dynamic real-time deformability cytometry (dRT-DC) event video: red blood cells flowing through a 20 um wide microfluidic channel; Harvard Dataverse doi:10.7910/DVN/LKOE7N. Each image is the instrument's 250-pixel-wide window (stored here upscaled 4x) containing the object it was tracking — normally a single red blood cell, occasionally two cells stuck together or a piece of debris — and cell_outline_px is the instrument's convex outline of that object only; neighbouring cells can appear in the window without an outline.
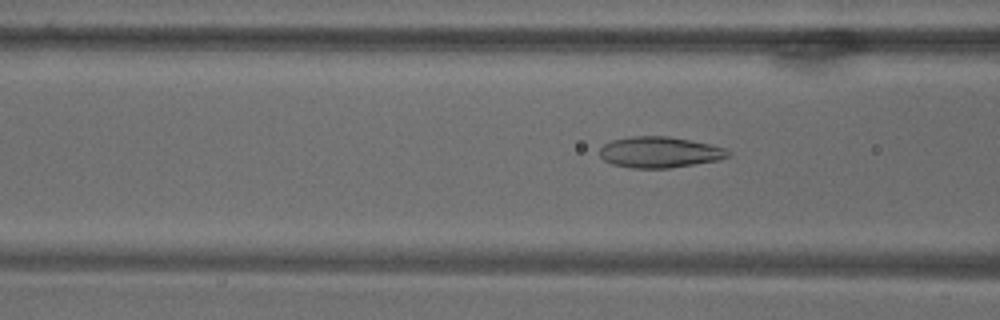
{"species": "common noctule bat (a hibernating species)", "species_latin": "Nyctalus noctula", "temperature_condition": "warm", "stored_images_in_passage": 71, "camera_frame_rate_fps": 3000, "um_per_image_px": 0.085, "animal": {"sex": "male", "body_mass_g": 18.8}, "frame": {"image": 1, "passage_image": 29, "time_ms": 9.333, "image_size_px": [1000, 320], "cell_outline_px": [[732, 156], [720, 160], [668, 168], [632, 168], [612, 164], [604, 160], [600, 156], [600, 148], [604, 144], [612, 140], [632, 136], [668, 136], [728, 148], [732, 152]], "centroid_in_image_um": [56.11, 12.94], "position_along_channel_um": 110.5, "area_um2": 23.29}}
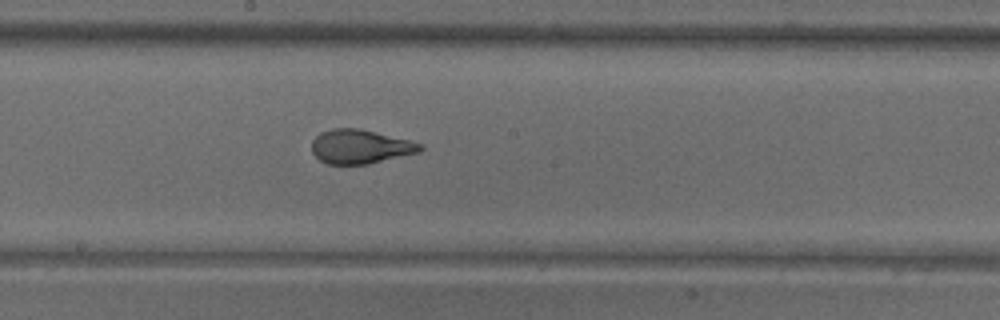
{"frame": {"image": 2, "passage_image": 40, "time_ms": 13.0, "image_size_px": [1000, 320], "cell_outline_px": [[424, 148], [420, 152], [368, 164], [328, 164], [320, 160], [312, 152], [312, 140], [320, 132], [332, 128], [360, 128], [424, 144]], "centroid_in_image_um": [30.62, 12.46], "position_along_channel_um": 217.6, "area_um2": 21.56}}
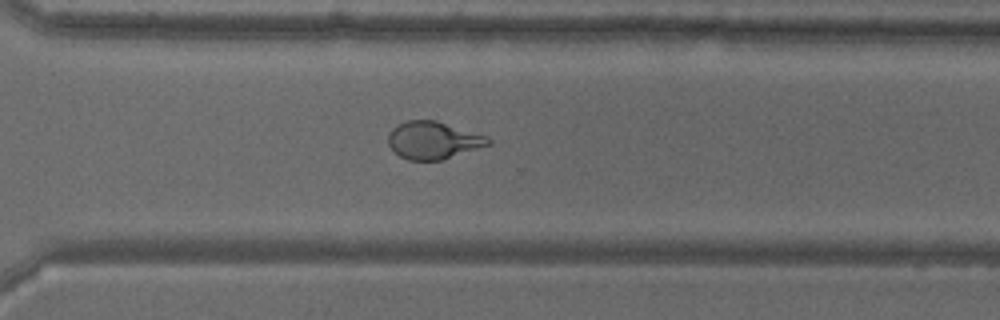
{"frame": {"image": 3, "passage_image": 52, "time_ms": 17.0, "image_size_px": [1000, 320], "cell_outline_px": [[492, 144], [440, 160], [408, 160], [400, 156], [388, 144], [388, 136], [392, 128], [396, 124], [408, 120], [436, 120], [488, 136], [492, 140]], "centroid_in_image_um": [36.84, 11.91], "position_along_channel_um": 333.8, "area_um2": 21.85}}